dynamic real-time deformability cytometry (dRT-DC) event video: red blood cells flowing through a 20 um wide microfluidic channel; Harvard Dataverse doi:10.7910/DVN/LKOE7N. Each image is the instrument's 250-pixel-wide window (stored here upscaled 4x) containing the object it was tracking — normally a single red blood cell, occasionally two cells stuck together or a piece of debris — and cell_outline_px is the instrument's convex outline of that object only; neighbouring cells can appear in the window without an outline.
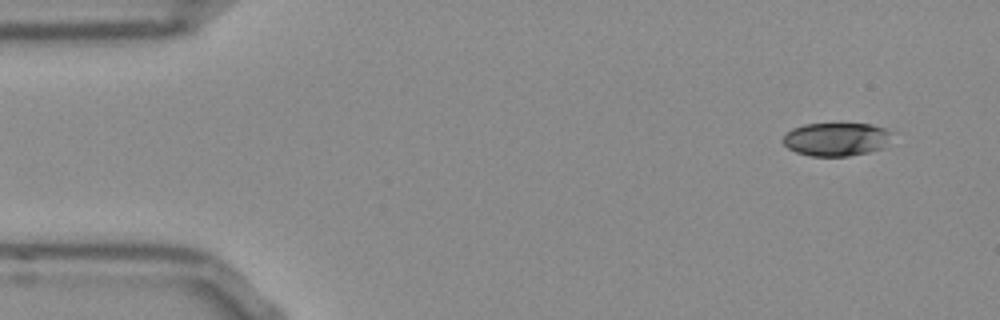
{"species": "Egyptian fruit bat (a non-hibernating species)", "species_latin": "Rousettus aegyptiacus", "temperature_condition": "room temperature", "stored_images_in_passage": 49, "camera_frame_rate_fps": 3000, "um_per_image_px": 0.085, "frame": {"image": 1, "passage_image": 1, "time_ms": 0.0, "image_size_px": [1000, 320], "cell_outline_px": [[900, 132], [884, 148], [868, 152], [848, 156], [808, 156], [796, 152], [788, 148], [780, 140], [792, 128], [804, 124], [872, 124], [888, 128]], "centroid_in_image_um": [71.2, 11.83], "position_along_channel_um": 13.8, "area_um2": 21.91}}
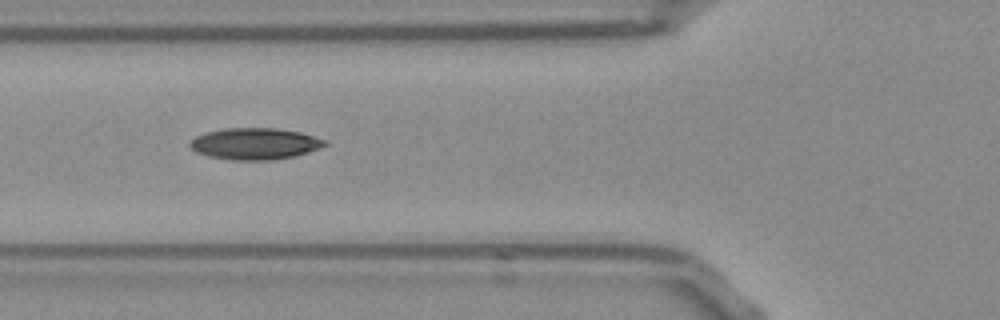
{"frame": {"image": 2, "passage_image": 16, "time_ms": 5.0, "image_size_px": [1000, 320], "cell_outline_px": [[328, 144], [308, 152], [292, 156], [272, 160], [228, 160], [208, 156], [196, 152], [188, 144], [196, 136], [204, 132], [224, 128], [276, 128], [300, 132], [328, 140]], "centroid_in_image_um": [21.65, 12.21], "position_along_channel_um": 104.1, "area_um2": 24.85}}
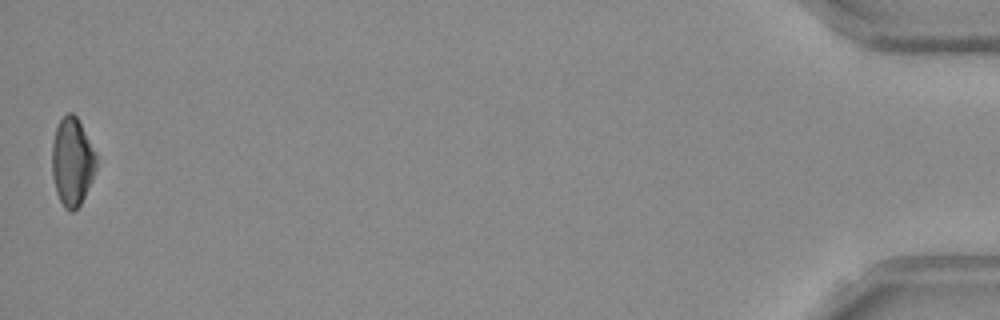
{"frame": {"image": 3, "passage_image": 49, "time_ms": 16.0, "image_size_px": [1000, 320], "cell_outline_px": [[96, 172], [80, 204], [72, 212], [64, 208], [56, 192], [52, 176], [52, 144], [56, 128], [60, 120], [68, 112], [72, 112], [76, 116], [96, 152]], "centroid_in_image_um": [6.13, 13.75], "position_along_channel_um": 429.1, "area_um2": 22.66}, "authors_computed_cell_mechanics": {"area_um2": 23.8714, "velocity_mm_per_s": 3.8593, "shape_relaxation_time_tau1_ms": 4.0335, "shape_relaxation_time_tau2_ms": 8.8999, "deformation_change_tau1": 0.1376, "deformation_change_tau2": 0.1766}}